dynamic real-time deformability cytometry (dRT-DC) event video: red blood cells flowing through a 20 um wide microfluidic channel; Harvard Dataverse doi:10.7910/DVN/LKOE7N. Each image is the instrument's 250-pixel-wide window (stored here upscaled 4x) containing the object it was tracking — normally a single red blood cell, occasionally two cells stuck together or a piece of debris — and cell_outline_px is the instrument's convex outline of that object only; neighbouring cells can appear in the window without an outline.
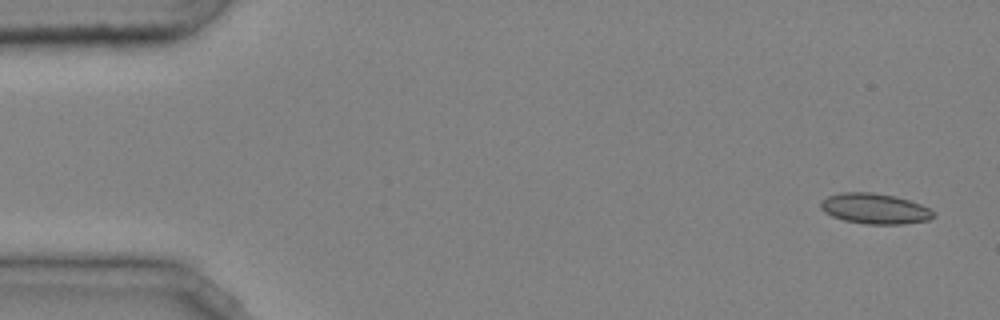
{"species": "common noctule bat (a hibernating species)", "species_latin": "Nyctalus noctula", "temperature_condition": "cold", "stored_images_in_passage": 46, "camera_frame_rate_fps": 3000, "um_per_image_px": 0.085, "animal": {"sex": "male", "body_mass_g": 20.4}, "frame": {"image": 1, "passage_image": 1, "time_ms": 0.0, "image_size_px": [1000, 320], "cell_outline_px": [[936, 216], [928, 220], [904, 224], [868, 224], [844, 220], [832, 216], [824, 212], [820, 208], [820, 200], [828, 196], [840, 192], [872, 192], [896, 196], [920, 204], [928, 208]], "centroid_in_image_um": [74.32, 17.73], "position_along_channel_um": 10.7, "area_um2": 20.06}}
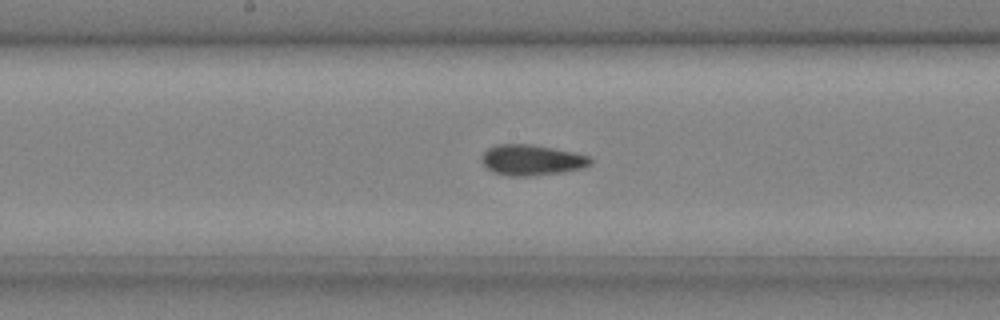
{"frame": {"image": 2, "passage_image": 24, "time_ms": 7.667, "image_size_px": [1000, 320], "cell_outline_px": [[592, 164], [584, 168], [560, 172], [528, 176], [508, 176], [496, 172], [488, 168], [480, 160], [480, 156], [488, 148], [496, 144], [528, 144], [552, 148], [592, 156]], "centroid_in_image_um": [45.2, 13.59], "position_along_channel_um": 203.0, "area_um2": 19.36}}
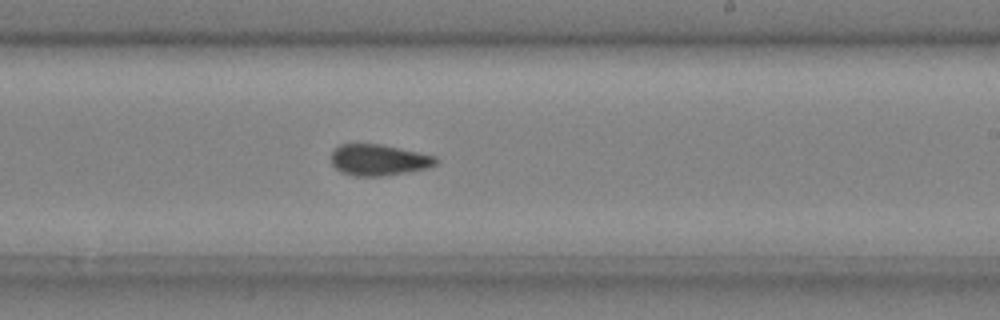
{"frame": {"image": 3, "passage_image": 28, "time_ms": 9.0, "image_size_px": [1000, 320], "cell_outline_px": [[440, 160], [436, 164], [424, 168], [404, 172], [380, 176], [356, 176], [340, 172], [332, 164], [332, 152], [340, 144], [380, 144], [400, 148], [436, 156]], "centroid_in_image_um": [32.18, 13.59], "position_along_channel_um": 256.8, "area_um2": 18.79}, "authors_computed_cell_mechanics": {"area_um2": 19.3341, "velocity_mm_per_s": 4.0548, "shape_relaxation_time_tau1_ms": 11.3116, "shape_relaxation_time_tau2_ms": 2.2289, "deformation_change_tau1": 0.1799, "deformation_change_tau2": 0.0663}}